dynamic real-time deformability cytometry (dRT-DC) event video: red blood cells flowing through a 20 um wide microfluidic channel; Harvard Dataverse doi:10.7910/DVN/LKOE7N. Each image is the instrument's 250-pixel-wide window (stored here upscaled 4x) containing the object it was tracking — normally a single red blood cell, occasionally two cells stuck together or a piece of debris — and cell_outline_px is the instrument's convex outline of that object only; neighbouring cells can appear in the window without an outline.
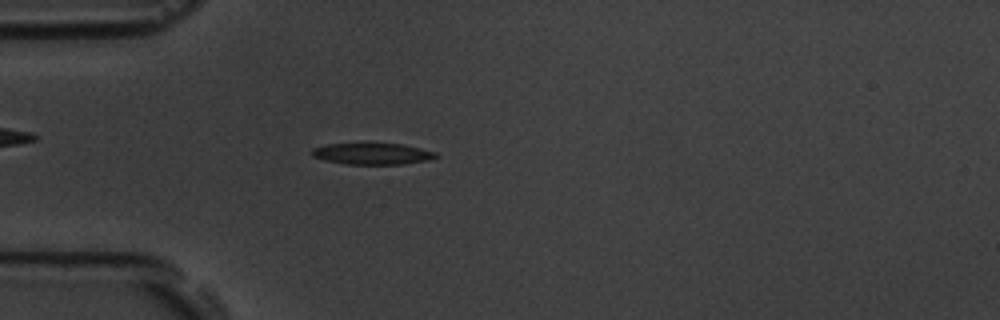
{"species": "common noctule bat (a hibernating species)", "species_latin": "Nyctalus noctula", "temperature_condition": "room temperature", "stored_images_in_passage": 53, "camera_frame_rate_fps": 3000, "um_per_image_px": 0.085, "animal": {"sex": "male", "body_mass_g": 19.5, "forearm_length_mm": 54.6}, "frame": {"image": 1, "passage_image": 15, "time_ms": 4.667, "image_size_px": [1000, 320], "cell_outline_px": [[440, 156], [428, 160], [404, 164], [344, 164], [324, 160], [312, 156], [312, 148], [328, 144], [368, 140], [400, 144], [420, 148], [436, 152]], "centroid_in_image_um": [31.62, 13.02], "position_along_channel_um": 53.4, "area_um2": 16.36}}
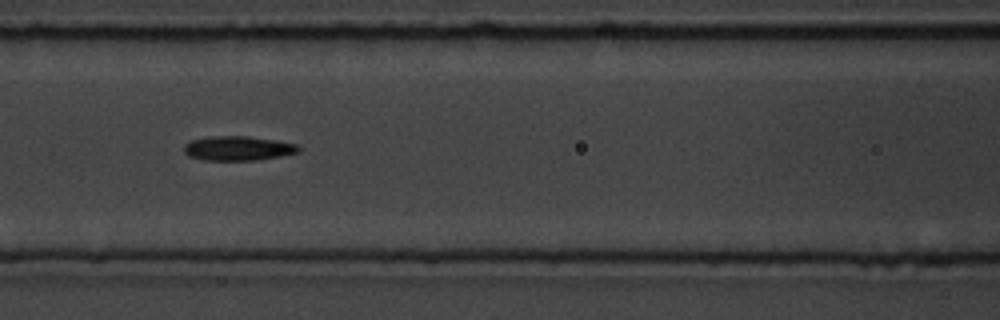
{"frame": {"image": 2, "passage_image": 23, "time_ms": 7.333, "image_size_px": [1000, 320], "cell_outline_px": [[300, 152], [280, 156], [256, 160], [204, 160], [188, 156], [184, 152], [184, 144], [192, 140], [208, 136], [248, 136], [276, 140], [296, 144], [300, 148]], "centroid_in_image_um": [20.22, 12.6], "position_along_channel_um": 146.4, "area_um2": 16.36}}
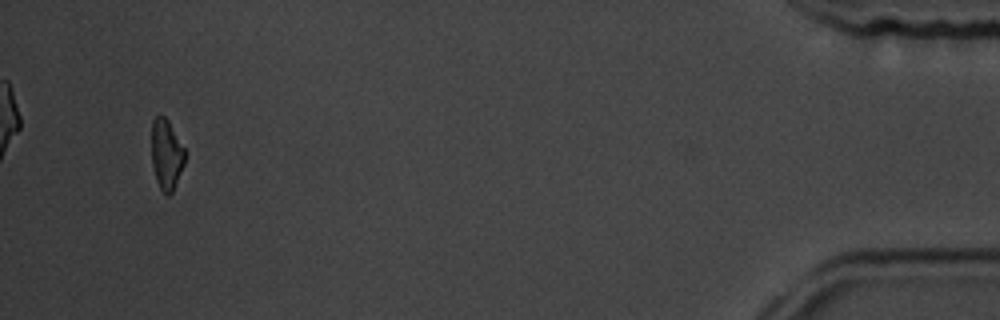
{"frame": {"image": 3, "passage_image": 51, "time_ms": 16.667, "image_size_px": [1000, 320], "cell_outline_px": [[184, 164], [172, 192], [168, 196], [164, 196], [156, 180], [152, 164], [152, 120], [156, 116], [164, 116], [168, 120], [184, 148]], "centroid_in_image_um": [14.13, 13.15], "position_along_channel_um": 421.1, "area_um2": 13.53}, "authors_computed_cell_mechanics": {"area_um2": 15.4326, "velocity_mm_per_s": 3.7936, "shape_relaxation_time_tau1_ms": 2.6428, "shape_relaxation_time_tau2_ms": null, "deformation_change_tau1": 0.1203, "deformation_change_tau2": null}}